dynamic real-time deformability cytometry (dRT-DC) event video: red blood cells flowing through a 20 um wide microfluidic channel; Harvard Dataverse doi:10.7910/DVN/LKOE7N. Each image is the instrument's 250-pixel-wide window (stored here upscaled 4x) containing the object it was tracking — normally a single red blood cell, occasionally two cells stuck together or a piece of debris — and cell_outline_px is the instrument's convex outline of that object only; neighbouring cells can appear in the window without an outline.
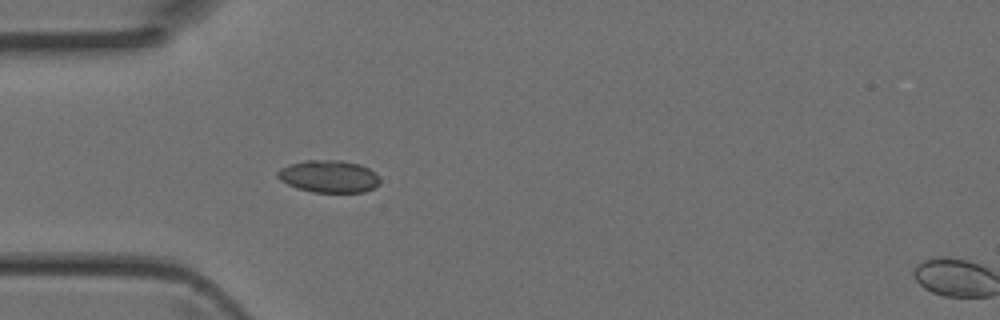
{"species": "Egyptian fruit bat (a non-hibernating species)", "species_latin": "Rousettus aegyptiacus", "temperature_condition": "room temperature", "stored_images_in_passage": 5, "camera_frame_rate_fps": 3000, "um_per_image_px": 0.085, "animal": {"sex": "female"}, "frame": {"image": 1, "passage_image": 4, "time_ms": 1.0, "image_size_px": [1000, 320], "cell_outline_px": [[380, 184], [364, 192], [312, 192], [296, 188], [280, 180], [276, 176], [276, 172], [280, 168], [288, 164], [308, 160], [344, 160], [360, 164], [368, 168], [380, 176]], "centroid_in_image_um": [27.95, 14.99], "position_along_channel_um": 57.1, "area_um2": 19.48}}